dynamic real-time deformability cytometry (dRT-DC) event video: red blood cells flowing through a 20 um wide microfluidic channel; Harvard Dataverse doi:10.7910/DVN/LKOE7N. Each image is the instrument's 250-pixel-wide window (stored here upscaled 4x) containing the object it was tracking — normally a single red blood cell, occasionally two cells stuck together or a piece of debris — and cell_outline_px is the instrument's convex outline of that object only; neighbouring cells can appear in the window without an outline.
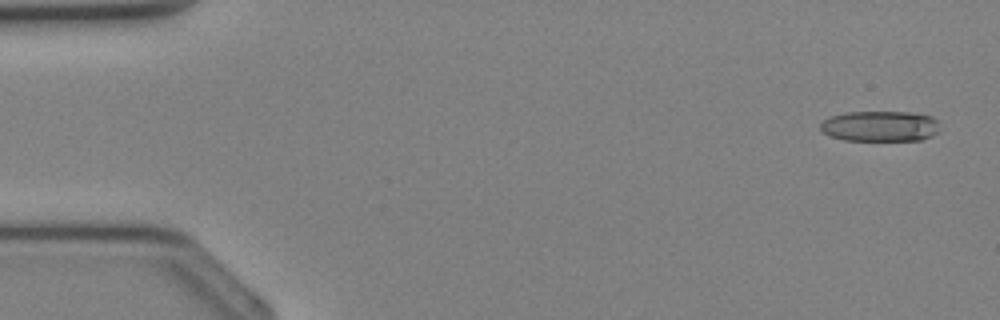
{"species": "Egyptian fruit bat (a non-hibernating species)", "species_latin": "Rousettus aegyptiacus", "temperature_condition": "cold", "stored_images_in_passage": 37, "camera_frame_rate_fps": 3000, "um_per_image_px": 0.085, "animal": {"sex": "female"}, "frame": {"image": 1, "passage_image": 2, "time_ms": 0.333, "image_size_px": [1000, 320], "cell_outline_px": [[940, 132], [932, 136], [920, 140], [844, 140], [832, 136], [824, 132], [820, 128], [820, 124], [828, 116], [844, 112], [908, 112], [932, 116], [936, 120]], "centroid_in_image_um": [74.81, 10.72], "position_along_channel_um": 10.2, "area_um2": 21.33}}
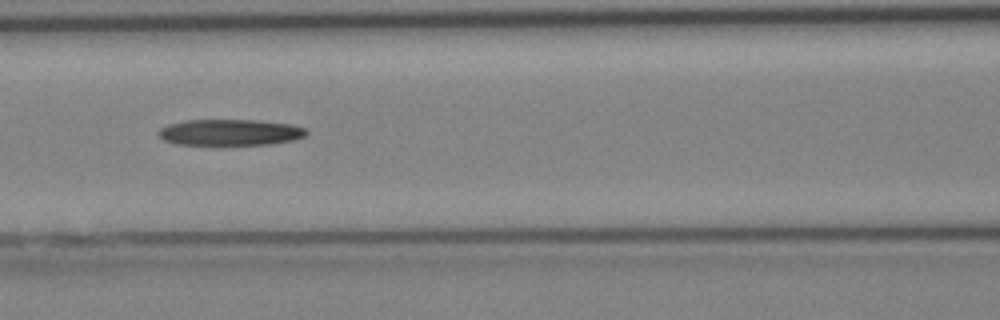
{"frame": {"image": 2, "passage_image": 16, "time_ms": 5.0, "image_size_px": [1000, 320], "cell_outline_px": [[308, 132], [304, 136], [296, 140], [268, 144], [176, 144], [164, 140], [156, 132], [160, 128], [168, 124], [184, 120], [256, 120], [292, 124], [304, 128]], "centroid_in_image_um": [19.55, 11.24], "position_along_channel_um": 147.0, "area_um2": 22.48}}
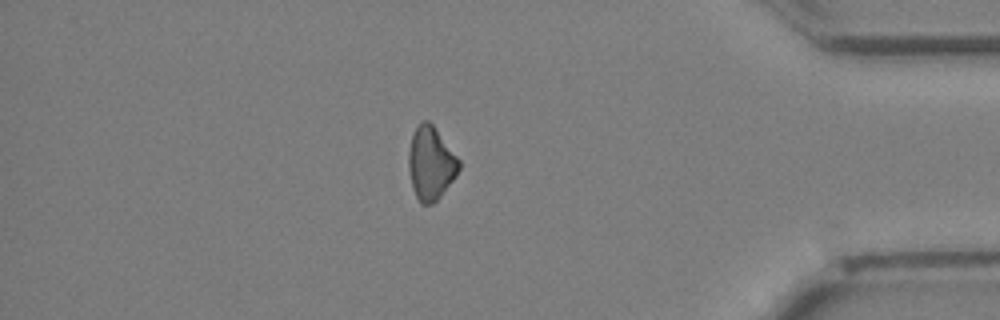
{"frame": {"image": 3, "passage_image": 31, "time_ms": 10.0, "image_size_px": [1000, 320], "cell_outline_px": [[460, 168], [456, 176], [440, 196], [432, 204], [420, 204], [412, 188], [408, 168], [408, 152], [412, 132], [420, 120], [428, 120], [432, 124], [460, 160]], "centroid_in_image_um": [36.59, 13.86], "position_along_channel_um": 398.6, "area_um2": 21.62}}